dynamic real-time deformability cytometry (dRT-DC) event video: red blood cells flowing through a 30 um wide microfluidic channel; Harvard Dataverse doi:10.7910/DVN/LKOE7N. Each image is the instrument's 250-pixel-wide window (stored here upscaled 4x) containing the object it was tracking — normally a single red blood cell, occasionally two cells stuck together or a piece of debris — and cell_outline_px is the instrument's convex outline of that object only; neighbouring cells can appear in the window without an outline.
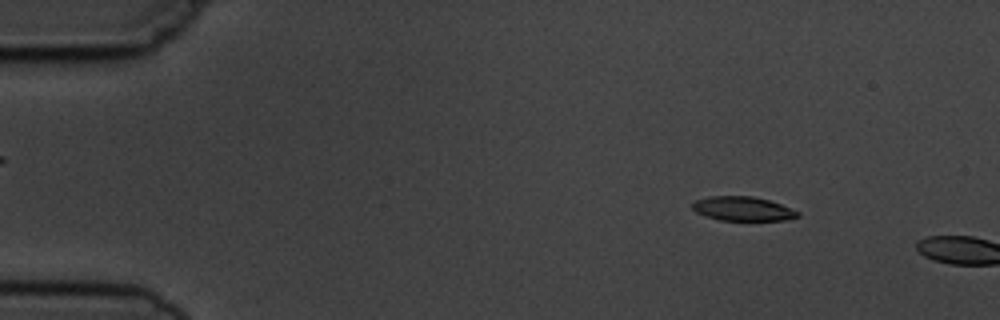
{"species": "common noctule bat (a hibernating species)", "species_latin": "Nyctalus noctula", "temperature_condition": "cold", "stored_images_in_passage": 4, "camera_frame_rate_fps": 3000, "um_per_image_px": 0.085, "animal": {"sex": "male", "body_mass_g": 19.5, "forearm_length_mm": 54.6}, "frame": {"image": 1, "passage_image": 3, "time_ms": 2.333, "image_size_px": [1000, 320], "cell_outline_px": [[800, 216], [788, 220], [720, 220], [704, 216], [696, 212], [692, 208], [692, 204], [696, 200], [712, 196], [752, 196], [768, 200], [780, 204], [800, 212]], "centroid_in_image_um": [63.14, 17.75], "position_along_channel_um": 21.9, "area_um2": 14.8}}